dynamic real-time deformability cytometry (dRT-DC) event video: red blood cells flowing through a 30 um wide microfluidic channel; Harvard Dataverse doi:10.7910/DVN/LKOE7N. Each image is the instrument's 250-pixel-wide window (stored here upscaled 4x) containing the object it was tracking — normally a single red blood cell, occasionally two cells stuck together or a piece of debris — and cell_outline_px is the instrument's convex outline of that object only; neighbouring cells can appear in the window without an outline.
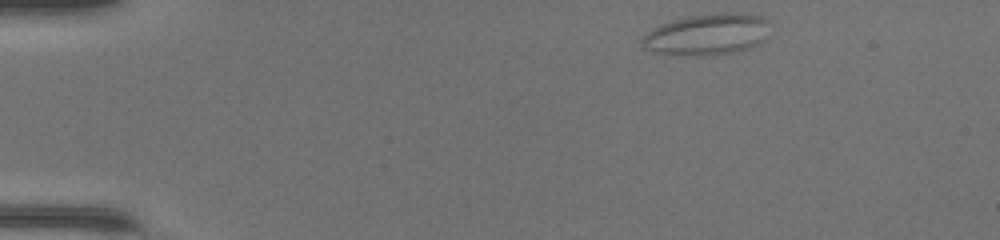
{"species": "common noctule bat (a hibernating species)", "species_latin": "Nyctalus noctula", "temperature_condition": "warm", "stored_images_in_passage": 42, "camera_frame_rate_fps": 3000, "um_per_image_px": 0.085, "animal": {"sex": "female", "body_mass_g": 17.0, "forearm_length_mm": 48.0}, "frame": {"image": 1, "passage_image": 1, "time_ms": 0.0, "image_size_px": [1000, 240], "cell_outline_px": [[768, 20], [764, 40], [760, 44], [748, 48], [732, 52], [704, 56], [696, 56], [652, 52], [644, 48], [640, 44], [640, 40], [644, 32], [660, 24], [672, 20], [688, 16], [716, 12], [748, 12], [760, 16]], "centroid_in_image_um": [60.05, 2.91], "position_along_channel_um": 24.9, "area_um2": 31.27}}
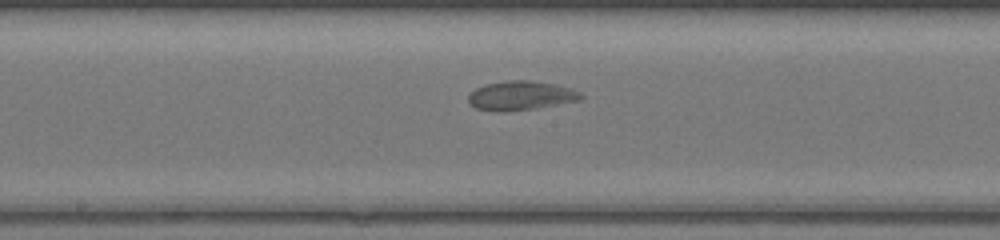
{"frame": {"image": 2, "passage_image": 20, "time_ms": 6.333, "image_size_px": [1000, 240], "cell_outline_px": [[584, 96], [580, 100], [536, 108], [500, 112], [492, 112], [476, 108], [468, 100], [468, 96], [476, 88], [484, 84], [508, 80], [532, 80], [556, 84], [572, 88], [580, 92]], "centroid_in_image_um": [44.28, 8.12], "position_along_channel_um": 203.9, "area_um2": 19.25}}
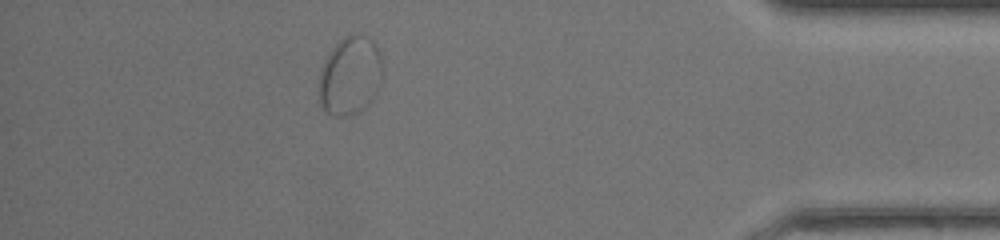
{"frame": {"image": 3, "passage_image": 37, "time_ms": 12.0, "image_size_px": [1000, 240], "cell_outline_px": [[380, 84], [376, 96], [360, 112], [344, 116], [336, 116], [324, 112], [320, 104], [320, 68], [328, 52], [344, 36], [360, 36], [372, 40], [376, 44], [380, 52]], "centroid_in_image_um": [29.74, 6.48], "position_along_channel_um": 405.5, "area_um2": 28.9}}